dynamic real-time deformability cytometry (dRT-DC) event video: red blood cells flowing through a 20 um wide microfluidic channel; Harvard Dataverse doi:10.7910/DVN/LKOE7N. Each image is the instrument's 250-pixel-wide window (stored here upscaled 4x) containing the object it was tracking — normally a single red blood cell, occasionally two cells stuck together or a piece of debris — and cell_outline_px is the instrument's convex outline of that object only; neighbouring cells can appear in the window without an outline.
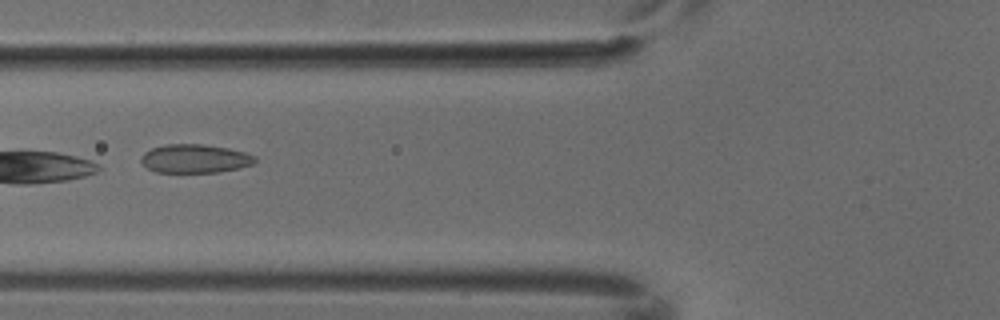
{"species": "common noctule bat (a hibernating species)", "species_latin": "Nyctalus noctula", "temperature_condition": "cold", "stored_images_in_passage": 7, "camera_frame_rate_fps": 3000, "um_per_image_px": 0.085, "animal": {"sex": "male", "body_mass_g": 18.8}, "frame": {"image": 1, "passage_image": 6, "time_ms": 1.667, "image_size_px": [1000, 320], "cell_outline_px": [[256, 160], [252, 164], [220, 172], [156, 172], [148, 168], [140, 160], [140, 156], [144, 152], [152, 148], [164, 144], [204, 144], [228, 148], [244, 152], [256, 156]], "centroid_in_image_um": [16.54, 13.47], "position_along_channel_um": 109.3, "area_um2": 18.96}}
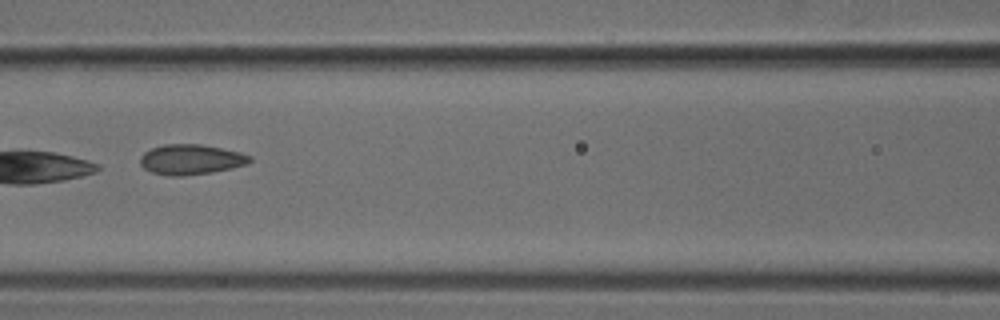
{"frame": {"image": 2, "passage_image": 7, "time_ms": 2.0, "image_size_px": [1000, 320], "cell_outline_px": [[252, 160], [248, 164], [232, 168], [212, 172], [184, 176], [168, 176], [152, 172], [144, 168], [140, 164], [140, 156], [144, 152], [152, 148], [164, 144], [200, 144], [240, 152], [252, 156]], "centroid_in_image_um": [16.23, 13.56], "position_along_channel_um": 150.4, "area_um2": 19.36}}